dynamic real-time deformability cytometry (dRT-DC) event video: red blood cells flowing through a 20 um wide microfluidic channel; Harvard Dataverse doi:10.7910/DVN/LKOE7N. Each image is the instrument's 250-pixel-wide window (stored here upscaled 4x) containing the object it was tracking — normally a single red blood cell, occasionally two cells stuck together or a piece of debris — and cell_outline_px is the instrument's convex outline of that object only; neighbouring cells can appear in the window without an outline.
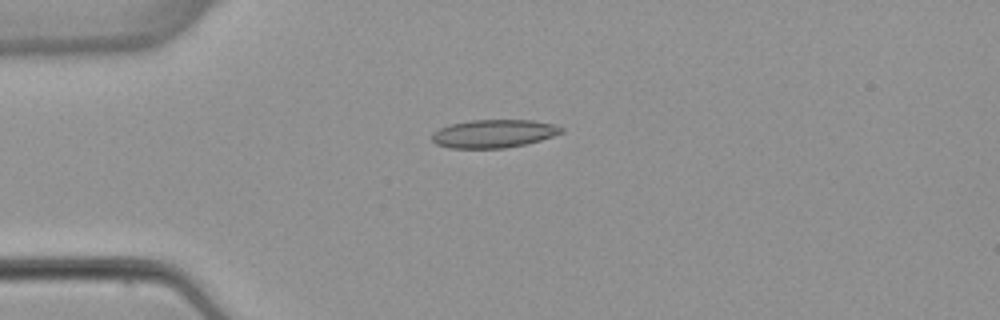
{"species": "common noctule bat (a hibernating species)", "species_latin": "Nyctalus noctula", "temperature_condition": "warm", "stored_images_in_passage": 5, "camera_frame_rate_fps": 3000, "um_per_image_px": 0.085, "animal": {"sex": "female", "body_mass_g": 22.7, "forearm_length_mm": 54.2}, "frame": {"image": 1, "passage_image": 3, "time_ms": 3.333, "image_size_px": [1000, 320], "cell_outline_px": [[564, 132], [540, 140], [524, 144], [504, 148], [448, 148], [436, 144], [432, 140], [432, 132], [448, 124], [472, 120], [532, 120], [556, 124], [564, 128]], "centroid_in_image_um": [41.96, 11.35], "position_along_channel_um": 43.0, "area_um2": 21.33}}
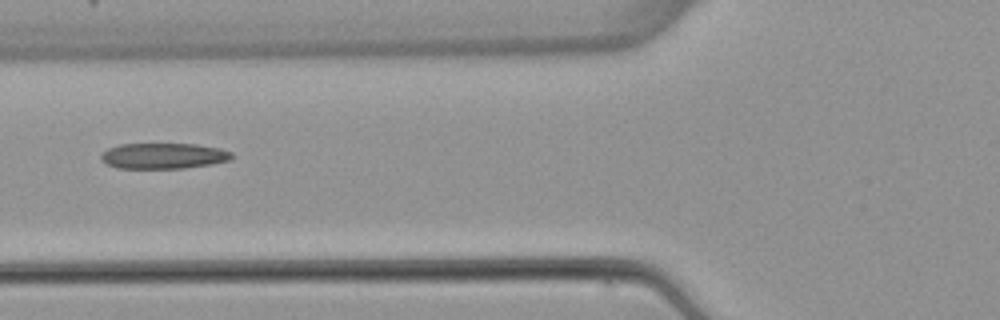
{"frame": {"image": 2, "passage_image": 5, "time_ms": 5.667, "image_size_px": [1000, 320], "cell_outline_px": [[236, 156], [232, 160], [212, 164], [184, 168], [116, 168], [100, 160], [100, 156], [108, 148], [120, 144], [196, 144], [220, 148], [232, 152]], "centroid_in_image_um": [13.95, 13.25], "position_along_channel_um": 111.9, "area_um2": 19.77}}